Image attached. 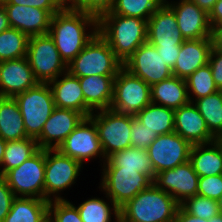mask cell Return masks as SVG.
Masks as SVG:
<instances>
[{
  "instance_id": "obj_1",
  "label": "cell",
  "mask_w": 222,
  "mask_h": 222,
  "mask_svg": "<svg viewBox=\"0 0 222 222\" xmlns=\"http://www.w3.org/2000/svg\"><path fill=\"white\" fill-rule=\"evenodd\" d=\"M98 32V19L88 13L63 7L52 16L49 35L61 59L68 65Z\"/></svg>"
},
{
  "instance_id": "obj_2",
  "label": "cell",
  "mask_w": 222,
  "mask_h": 222,
  "mask_svg": "<svg viewBox=\"0 0 222 222\" xmlns=\"http://www.w3.org/2000/svg\"><path fill=\"white\" fill-rule=\"evenodd\" d=\"M98 33L124 63L140 45L147 42V21L110 11L98 19Z\"/></svg>"
},
{
  "instance_id": "obj_3",
  "label": "cell",
  "mask_w": 222,
  "mask_h": 222,
  "mask_svg": "<svg viewBox=\"0 0 222 222\" xmlns=\"http://www.w3.org/2000/svg\"><path fill=\"white\" fill-rule=\"evenodd\" d=\"M180 204L153 183L119 208L125 222H174Z\"/></svg>"
},
{
  "instance_id": "obj_4",
  "label": "cell",
  "mask_w": 222,
  "mask_h": 222,
  "mask_svg": "<svg viewBox=\"0 0 222 222\" xmlns=\"http://www.w3.org/2000/svg\"><path fill=\"white\" fill-rule=\"evenodd\" d=\"M122 68L123 62L98 32L67 65V71L75 77L116 76Z\"/></svg>"
},
{
  "instance_id": "obj_5",
  "label": "cell",
  "mask_w": 222,
  "mask_h": 222,
  "mask_svg": "<svg viewBox=\"0 0 222 222\" xmlns=\"http://www.w3.org/2000/svg\"><path fill=\"white\" fill-rule=\"evenodd\" d=\"M14 99L19 105L27 136L36 139L55 108L50 85L38 82Z\"/></svg>"
},
{
  "instance_id": "obj_6",
  "label": "cell",
  "mask_w": 222,
  "mask_h": 222,
  "mask_svg": "<svg viewBox=\"0 0 222 222\" xmlns=\"http://www.w3.org/2000/svg\"><path fill=\"white\" fill-rule=\"evenodd\" d=\"M83 166L58 149H45L44 200H67L62 192L77 182Z\"/></svg>"
},
{
  "instance_id": "obj_7",
  "label": "cell",
  "mask_w": 222,
  "mask_h": 222,
  "mask_svg": "<svg viewBox=\"0 0 222 222\" xmlns=\"http://www.w3.org/2000/svg\"><path fill=\"white\" fill-rule=\"evenodd\" d=\"M101 170L99 189L118 208L153 183L147 175L136 170L122 169V167H101Z\"/></svg>"
},
{
  "instance_id": "obj_8",
  "label": "cell",
  "mask_w": 222,
  "mask_h": 222,
  "mask_svg": "<svg viewBox=\"0 0 222 222\" xmlns=\"http://www.w3.org/2000/svg\"><path fill=\"white\" fill-rule=\"evenodd\" d=\"M26 57L39 83H49L67 72V65L49 34L29 37Z\"/></svg>"
},
{
  "instance_id": "obj_9",
  "label": "cell",
  "mask_w": 222,
  "mask_h": 222,
  "mask_svg": "<svg viewBox=\"0 0 222 222\" xmlns=\"http://www.w3.org/2000/svg\"><path fill=\"white\" fill-rule=\"evenodd\" d=\"M89 117L95 122L106 159L113 153L131 147L130 114L105 109L92 112Z\"/></svg>"
},
{
  "instance_id": "obj_10",
  "label": "cell",
  "mask_w": 222,
  "mask_h": 222,
  "mask_svg": "<svg viewBox=\"0 0 222 222\" xmlns=\"http://www.w3.org/2000/svg\"><path fill=\"white\" fill-rule=\"evenodd\" d=\"M150 103L151 86L122 68L114 78L113 99L109 109L135 116Z\"/></svg>"
},
{
  "instance_id": "obj_11",
  "label": "cell",
  "mask_w": 222,
  "mask_h": 222,
  "mask_svg": "<svg viewBox=\"0 0 222 222\" xmlns=\"http://www.w3.org/2000/svg\"><path fill=\"white\" fill-rule=\"evenodd\" d=\"M15 197L44 199L45 149H39L20 166L3 176Z\"/></svg>"
},
{
  "instance_id": "obj_12",
  "label": "cell",
  "mask_w": 222,
  "mask_h": 222,
  "mask_svg": "<svg viewBox=\"0 0 222 222\" xmlns=\"http://www.w3.org/2000/svg\"><path fill=\"white\" fill-rule=\"evenodd\" d=\"M58 150L62 154L75 159L82 166L86 161L98 159L97 157H99L101 165L106 161L97 127L90 117H85L82 120L59 146Z\"/></svg>"
},
{
  "instance_id": "obj_13",
  "label": "cell",
  "mask_w": 222,
  "mask_h": 222,
  "mask_svg": "<svg viewBox=\"0 0 222 222\" xmlns=\"http://www.w3.org/2000/svg\"><path fill=\"white\" fill-rule=\"evenodd\" d=\"M191 148L192 145L176 132L158 135L147 148L154 173L173 169L189 161Z\"/></svg>"
},
{
  "instance_id": "obj_14",
  "label": "cell",
  "mask_w": 222,
  "mask_h": 222,
  "mask_svg": "<svg viewBox=\"0 0 222 222\" xmlns=\"http://www.w3.org/2000/svg\"><path fill=\"white\" fill-rule=\"evenodd\" d=\"M125 68L132 75L141 78L149 86L171 77L172 69L165 63L156 47L146 42L124 61Z\"/></svg>"
},
{
  "instance_id": "obj_15",
  "label": "cell",
  "mask_w": 222,
  "mask_h": 222,
  "mask_svg": "<svg viewBox=\"0 0 222 222\" xmlns=\"http://www.w3.org/2000/svg\"><path fill=\"white\" fill-rule=\"evenodd\" d=\"M153 184L169 195L179 204L197 195L199 176L190 161L177 167L155 174Z\"/></svg>"
},
{
  "instance_id": "obj_16",
  "label": "cell",
  "mask_w": 222,
  "mask_h": 222,
  "mask_svg": "<svg viewBox=\"0 0 222 222\" xmlns=\"http://www.w3.org/2000/svg\"><path fill=\"white\" fill-rule=\"evenodd\" d=\"M85 116L73 109L55 107L36 138L40 149H58Z\"/></svg>"
},
{
  "instance_id": "obj_17",
  "label": "cell",
  "mask_w": 222,
  "mask_h": 222,
  "mask_svg": "<svg viewBox=\"0 0 222 222\" xmlns=\"http://www.w3.org/2000/svg\"><path fill=\"white\" fill-rule=\"evenodd\" d=\"M173 11L185 40L210 38L208 14L190 0L164 1Z\"/></svg>"
},
{
  "instance_id": "obj_18",
  "label": "cell",
  "mask_w": 222,
  "mask_h": 222,
  "mask_svg": "<svg viewBox=\"0 0 222 222\" xmlns=\"http://www.w3.org/2000/svg\"><path fill=\"white\" fill-rule=\"evenodd\" d=\"M184 41L174 11L164 2L147 21V42L153 46H181Z\"/></svg>"
},
{
  "instance_id": "obj_19",
  "label": "cell",
  "mask_w": 222,
  "mask_h": 222,
  "mask_svg": "<svg viewBox=\"0 0 222 222\" xmlns=\"http://www.w3.org/2000/svg\"><path fill=\"white\" fill-rule=\"evenodd\" d=\"M37 83L26 56L0 62V97L14 98Z\"/></svg>"
},
{
  "instance_id": "obj_20",
  "label": "cell",
  "mask_w": 222,
  "mask_h": 222,
  "mask_svg": "<svg viewBox=\"0 0 222 222\" xmlns=\"http://www.w3.org/2000/svg\"><path fill=\"white\" fill-rule=\"evenodd\" d=\"M10 28H15L28 37L49 33L52 15L47 10L26 5L3 4Z\"/></svg>"
},
{
  "instance_id": "obj_21",
  "label": "cell",
  "mask_w": 222,
  "mask_h": 222,
  "mask_svg": "<svg viewBox=\"0 0 222 222\" xmlns=\"http://www.w3.org/2000/svg\"><path fill=\"white\" fill-rule=\"evenodd\" d=\"M174 132L191 145L209 143L216 138L209 132L205 119L201 116L194 103L174 110Z\"/></svg>"
},
{
  "instance_id": "obj_22",
  "label": "cell",
  "mask_w": 222,
  "mask_h": 222,
  "mask_svg": "<svg viewBox=\"0 0 222 222\" xmlns=\"http://www.w3.org/2000/svg\"><path fill=\"white\" fill-rule=\"evenodd\" d=\"M48 84L53 93L55 107L73 109L82 113L85 117L91 115L93 111L85 103L78 77L72 76L67 71Z\"/></svg>"
},
{
  "instance_id": "obj_23",
  "label": "cell",
  "mask_w": 222,
  "mask_h": 222,
  "mask_svg": "<svg viewBox=\"0 0 222 222\" xmlns=\"http://www.w3.org/2000/svg\"><path fill=\"white\" fill-rule=\"evenodd\" d=\"M211 50L212 42L210 38L185 40L180 47L172 74L186 79L198 68L208 64Z\"/></svg>"
},
{
  "instance_id": "obj_24",
  "label": "cell",
  "mask_w": 222,
  "mask_h": 222,
  "mask_svg": "<svg viewBox=\"0 0 222 222\" xmlns=\"http://www.w3.org/2000/svg\"><path fill=\"white\" fill-rule=\"evenodd\" d=\"M115 77L100 75L78 77L85 103L93 112L110 108Z\"/></svg>"
},
{
  "instance_id": "obj_25",
  "label": "cell",
  "mask_w": 222,
  "mask_h": 222,
  "mask_svg": "<svg viewBox=\"0 0 222 222\" xmlns=\"http://www.w3.org/2000/svg\"><path fill=\"white\" fill-rule=\"evenodd\" d=\"M189 161L199 177L222 174V139L192 145Z\"/></svg>"
},
{
  "instance_id": "obj_26",
  "label": "cell",
  "mask_w": 222,
  "mask_h": 222,
  "mask_svg": "<svg viewBox=\"0 0 222 222\" xmlns=\"http://www.w3.org/2000/svg\"><path fill=\"white\" fill-rule=\"evenodd\" d=\"M151 102L171 109L188 104L186 80L172 75L151 86Z\"/></svg>"
},
{
  "instance_id": "obj_27",
  "label": "cell",
  "mask_w": 222,
  "mask_h": 222,
  "mask_svg": "<svg viewBox=\"0 0 222 222\" xmlns=\"http://www.w3.org/2000/svg\"><path fill=\"white\" fill-rule=\"evenodd\" d=\"M0 137L5 141L28 138L17 101L0 97Z\"/></svg>"
},
{
  "instance_id": "obj_28",
  "label": "cell",
  "mask_w": 222,
  "mask_h": 222,
  "mask_svg": "<svg viewBox=\"0 0 222 222\" xmlns=\"http://www.w3.org/2000/svg\"><path fill=\"white\" fill-rule=\"evenodd\" d=\"M101 167H122V169L136 170L147 175L154 181L155 173L147 150L129 147L110 155Z\"/></svg>"
},
{
  "instance_id": "obj_29",
  "label": "cell",
  "mask_w": 222,
  "mask_h": 222,
  "mask_svg": "<svg viewBox=\"0 0 222 222\" xmlns=\"http://www.w3.org/2000/svg\"><path fill=\"white\" fill-rule=\"evenodd\" d=\"M49 201L34 197H15L3 222H41L48 215Z\"/></svg>"
},
{
  "instance_id": "obj_30",
  "label": "cell",
  "mask_w": 222,
  "mask_h": 222,
  "mask_svg": "<svg viewBox=\"0 0 222 222\" xmlns=\"http://www.w3.org/2000/svg\"><path fill=\"white\" fill-rule=\"evenodd\" d=\"M135 117L157 135L174 132V109L151 102L138 112Z\"/></svg>"
},
{
  "instance_id": "obj_31",
  "label": "cell",
  "mask_w": 222,
  "mask_h": 222,
  "mask_svg": "<svg viewBox=\"0 0 222 222\" xmlns=\"http://www.w3.org/2000/svg\"><path fill=\"white\" fill-rule=\"evenodd\" d=\"M105 197L107 200L91 197L76 206L83 222H118L119 208L108 196Z\"/></svg>"
},
{
  "instance_id": "obj_32",
  "label": "cell",
  "mask_w": 222,
  "mask_h": 222,
  "mask_svg": "<svg viewBox=\"0 0 222 222\" xmlns=\"http://www.w3.org/2000/svg\"><path fill=\"white\" fill-rule=\"evenodd\" d=\"M197 107L209 132L216 138L222 139V90L195 100Z\"/></svg>"
},
{
  "instance_id": "obj_33",
  "label": "cell",
  "mask_w": 222,
  "mask_h": 222,
  "mask_svg": "<svg viewBox=\"0 0 222 222\" xmlns=\"http://www.w3.org/2000/svg\"><path fill=\"white\" fill-rule=\"evenodd\" d=\"M39 149L36 139L31 137L7 141L1 165V176L7 171L20 166Z\"/></svg>"
},
{
  "instance_id": "obj_34",
  "label": "cell",
  "mask_w": 222,
  "mask_h": 222,
  "mask_svg": "<svg viewBox=\"0 0 222 222\" xmlns=\"http://www.w3.org/2000/svg\"><path fill=\"white\" fill-rule=\"evenodd\" d=\"M29 37L15 28L0 33V62L23 58L27 54Z\"/></svg>"
},
{
  "instance_id": "obj_35",
  "label": "cell",
  "mask_w": 222,
  "mask_h": 222,
  "mask_svg": "<svg viewBox=\"0 0 222 222\" xmlns=\"http://www.w3.org/2000/svg\"><path fill=\"white\" fill-rule=\"evenodd\" d=\"M188 98L191 103L195 100L214 94L219 89L213 80L209 64L198 68L186 79Z\"/></svg>"
},
{
  "instance_id": "obj_36",
  "label": "cell",
  "mask_w": 222,
  "mask_h": 222,
  "mask_svg": "<svg viewBox=\"0 0 222 222\" xmlns=\"http://www.w3.org/2000/svg\"><path fill=\"white\" fill-rule=\"evenodd\" d=\"M165 0H115L111 12L116 15L138 17L146 21Z\"/></svg>"
},
{
  "instance_id": "obj_37",
  "label": "cell",
  "mask_w": 222,
  "mask_h": 222,
  "mask_svg": "<svg viewBox=\"0 0 222 222\" xmlns=\"http://www.w3.org/2000/svg\"><path fill=\"white\" fill-rule=\"evenodd\" d=\"M180 206L187 213L204 220L215 218L221 213L220 202L201 195L186 199Z\"/></svg>"
},
{
  "instance_id": "obj_38",
  "label": "cell",
  "mask_w": 222,
  "mask_h": 222,
  "mask_svg": "<svg viewBox=\"0 0 222 222\" xmlns=\"http://www.w3.org/2000/svg\"><path fill=\"white\" fill-rule=\"evenodd\" d=\"M48 215L52 222H83L76 205L70 200L50 201Z\"/></svg>"
},
{
  "instance_id": "obj_39",
  "label": "cell",
  "mask_w": 222,
  "mask_h": 222,
  "mask_svg": "<svg viewBox=\"0 0 222 222\" xmlns=\"http://www.w3.org/2000/svg\"><path fill=\"white\" fill-rule=\"evenodd\" d=\"M131 147L147 150L149 145L158 137L145 127L134 115H131Z\"/></svg>"
},
{
  "instance_id": "obj_40",
  "label": "cell",
  "mask_w": 222,
  "mask_h": 222,
  "mask_svg": "<svg viewBox=\"0 0 222 222\" xmlns=\"http://www.w3.org/2000/svg\"><path fill=\"white\" fill-rule=\"evenodd\" d=\"M197 195L220 202L222 199V174L199 177Z\"/></svg>"
},
{
  "instance_id": "obj_41",
  "label": "cell",
  "mask_w": 222,
  "mask_h": 222,
  "mask_svg": "<svg viewBox=\"0 0 222 222\" xmlns=\"http://www.w3.org/2000/svg\"><path fill=\"white\" fill-rule=\"evenodd\" d=\"M115 0H77L73 9L91 14L99 19L103 14L110 12Z\"/></svg>"
},
{
  "instance_id": "obj_42",
  "label": "cell",
  "mask_w": 222,
  "mask_h": 222,
  "mask_svg": "<svg viewBox=\"0 0 222 222\" xmlns=\"http://www.w3.org/2000/svg\"><path fill=\"white\" fill-rule=\"evenodd\" d=\"M2 3L36 7L47 10L52 16L63 8L58 0H4Z\"/></svg>"
},
{
  "instance_id": "obj_43",
  "label": "cell",
  "mask_w": 222,
  "mask_h": 222,
  "mask_svg": "<svg viewBox=\"0 0 222 222\" xmlns=\"http://www.w3.org/2000/svg\"><path fill=\"white\" fill-rule=\"evenodd\" d=\"M14 198L15 196L6 183V180L0 176V222H3L4 218L10 212Z\"/></svg>"
},
{
  "instance_id": "obj_44",
  "label": "cell",
  "mask_w": 222,
  "mask_h": 222,
  "mask_svg": "<svg viewBox=\"0 0 222 222\" xmlns=\"http://www.w3.org/2000/svg\"><path fill=\"white\" fill-rule=\"evenodd\" d=\"M213 80L219 90H222V51L212 49L209 56V62Z\"/></svg>"
},
{
  "instance_id": "obj_45",
  "label": "cell",
  "mask_w": 222,
  "mask_h": 222,
  "mask_svg": "<svg viewBox=\"0 0 222 222\" xmlns=\"http://www.w3.org/2000/svg\"><path fill=\"white\" fill-rule=\"evenodd\" d=\"M156 50L159 55L163 58L165 63L173 69L176 61L178 54L180 52V47L181 46H155Z\"/></svg>"
},
{
  "instance_id": "obj_46",
  "label": "cell",
  "mask_w": 222,
  "mask_h": 222,
  "mask_svg": "<svg viewBox=\"0 0 222 222\" xmlns=\"http://www.w3.org/2000/svg\"><path fill=\"white\" fill-rule=\"evenodd\" d=\"M174 222H222V213L210 220H204L187 213L181 206H179Z\"/></svg>"
},
{
  "instance_id": "obj_47",
  "label": "cell",
  "mask_w": 222,
  "mask_h": 222,
  "mask_svg": "<svg viewBox=\"0 0 222 222\" xmlns=\"http://www.w3.org/2000/svg\"><path fill=\"white\" fill-rule=\"evenodd\" d=\"M211 26L222 24V0H218L208 14Z\"/></svg>"
},
{
  "instance_id": "obj_48",
  "label": "cell",
  "mask_w": 222,
  "mask_h": 222,
  "mask_svg": "<svg viewBox=\"0 0 222 222\" xmlns=\"http://www.w3.org/2000/svg\"><path fill=\"white\" fill-rule=\"evenodd\" d=\"M210 39L212 42V49L222 51V24L211 26Z\"/></svg>"
},
{
  "instance_id": "obj_49",
  "label": "cell",
  "mask_w": 222,
  "mask_h": 222,
  "mask_svg": "<svg viewBox=\"0 0 222 222\" xmlns=\"http://www.w3.org/2000/svg\"><path fill=\"white\" fill-rule=\"evenodd\" d=\"M190 1L194 2L200 9L204 10L207 14H209L218 0H190Z\"/></svg>"
},
{
  "instance_id": "obj_50",
  "label": "cell",
  "mask_w": 222,
  "mask_h": 222,
  "mask_svg": "<svg viewBox=\"0 0 222 222\" xmlns=\"http://www.w3.org/2000/svg\"><path fill=\"white\" fill-rule=\"evenodd\" d=\"M10 28L8 17L5 11V7L2 2H0V33Z\"/></svg>"
},
{
  "instance_id": "obj_51",
  "label": "cell",
  "mask_w": 222,
  "mask_h": 222,
  "mask_svg": "<svg viewBox=\"0 0 222 222\" xmlns=\"http://www.w3.org/2000/svg\"><path fill=\"white\" fill-rule=\"evenodd\" d=\"M6 144H7V141L3 140L0 137V176H1V165L4 158V151H5Z\"/></svg>"
},
{
  "instance_id": "obj_52",
  "label": "cell",
  "mask_w": 222,
  "mask_h": 222,
  "mask_svg": "<svg viewBox=\"0 0 222 222\" xmlns=\"http://www.w3.org/2000/svg\"><path fill=\"white\" fill-rule=\"evenodd\" d=\"M63 7H71L77 0H58Z\"/></svg>"
},
{
  "instance_id": "obj_53",
  "label": "cell",
  "mask_w": 222,
  "mask_h": 222,
  "mask_svg": "<svg viewBox=\"0 0 222 222\" xmlns=\"http://www.w3.org/2000/svg\"><path fill=\"white\" fill-rule=\"evenodd\" d=\"M41 222H52L49 215H47Z\"/></svg>"
},
{
  "instance_id": "obj_54",
  "label": "cell",
  "mask_w": 222,
  "mask_h": 222,
  "mask_svg": "<svg viewBox=\"0 0 222 222\" xmlns=\"http://www.w3.org/2000/svg\"><path fill=\"white\" fill-rule=\"evenodd\" d=\"M220 211L222 213V199L220 200Z\"/></svg>"
}]
</instances>
